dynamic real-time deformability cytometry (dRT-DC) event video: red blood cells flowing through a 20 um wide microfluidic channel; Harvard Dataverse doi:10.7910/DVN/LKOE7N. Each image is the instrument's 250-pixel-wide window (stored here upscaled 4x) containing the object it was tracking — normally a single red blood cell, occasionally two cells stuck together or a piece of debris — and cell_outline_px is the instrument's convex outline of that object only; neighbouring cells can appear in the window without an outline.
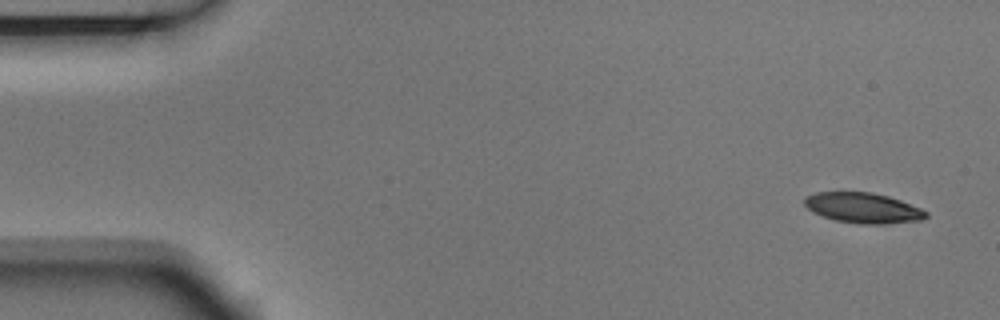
{"species": "Egyptian fruit bat (a non-hibernating species)", "species_latin": "Rousettus aegyptiacus", "temperature_condition": "room temperature", "stored_images_in_passage": 3, "camera_frame_rate_fps": 3000, "um_per_image_px": 0.085, "animal": {"sex": "male"}, "frame": {"image": 1, "passage_image": 1, "time_ms": 0.0, "image_size_px": [1000, 320], "cell_outline_px": [[928, 216], [924, 220], [880, 224], [860, 224], [836, 220], [812, 212], [804, 204], [804, 196], [816, 192], [872, 192], [888, 196], [900, 200], [920, 208], [928, 212]], "centroid_in_image_um": [73.36, 17.67], "position_along_channel_um": 11.6, "area_um2": 21.5}}